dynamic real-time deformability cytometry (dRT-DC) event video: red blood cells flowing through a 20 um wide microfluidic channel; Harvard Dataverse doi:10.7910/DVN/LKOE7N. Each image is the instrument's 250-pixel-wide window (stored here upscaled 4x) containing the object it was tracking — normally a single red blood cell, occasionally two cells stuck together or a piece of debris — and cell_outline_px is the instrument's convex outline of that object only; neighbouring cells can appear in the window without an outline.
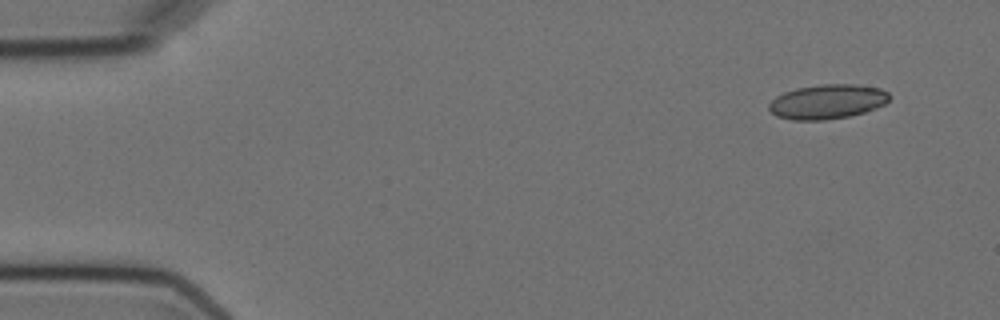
{"species": "Egyptian fruit bat (a non-hibernating species)", "species_latin": "Rousettus aegyptiacus", "temperature_condition": "cold", "stored_images_in_passage": 6, "camera_frame_rate_fps": 3000, "um_per_image_px": 0.085, "animal": {"sex": "female"}, "frame": {"image": 1, "passage_image": 1, "time_ms": 0.0, "image_size_px": [1000, 320], "cell_outline_px": [[892, 96], [884, 104], [876, 108], [864, 112], [848, 116], [824, 120], [792, 120], [776, 116], [768, 108], [768, 104], [776, 96], [784, 92], [796, 88], [820, 84], [856, 84], [880, 88], [888, 92]], "centroid_in_image_um": [70.33, 8.63], "position_along_channel_um": 14.7, "area_um2": 24.33}}
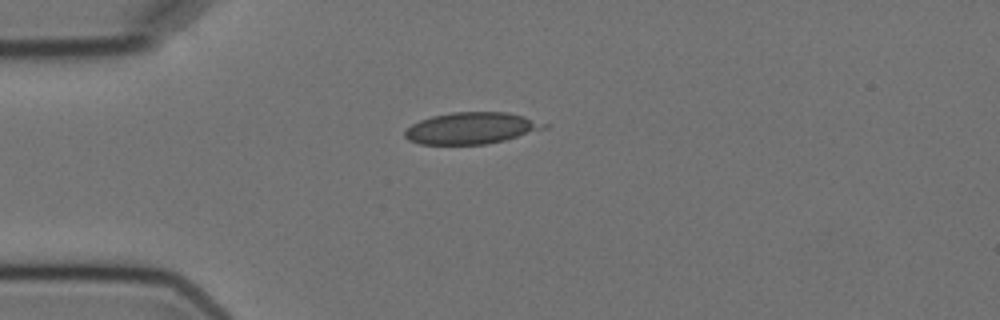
{"frame": {"image": 2, "passage_image": 4, "time_ms": 3.333, "image_size_px": [1000, 320], "cell_outline_px": [[552, 124], [548, 128], [504, 140], [488, 144], [420, 144], [408, 140], [404, 136], [404, 128], [420, 120], [432, 116], [452, 112], [508, 112], [524, 116]], "centroid_in_image_um": [40.09, 10.89], "position_along_channel_um": 44.9, "area_um2": 25.89}}
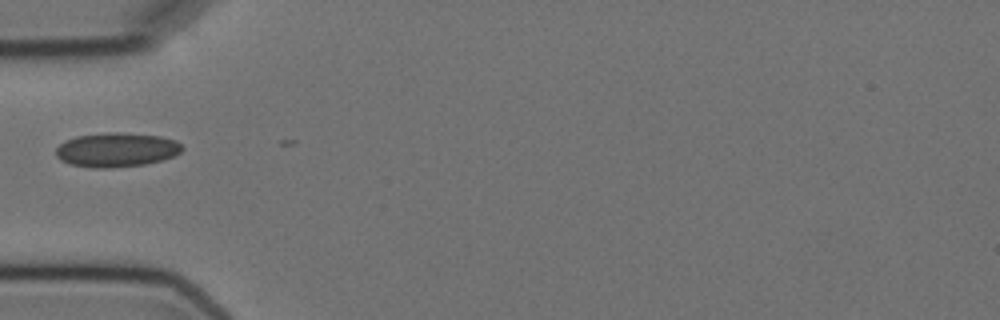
{"frame": {"image": 3, "passage_image": 5, "time_ms": 4.667, "image_size_px": [1000, 320], "cell_outline_px": [[184, 148], [180, 152], [172, 156], [160, 160], [144, 164], [112, 168], [92, 168], [68, 164], [60, 160], [56, 156], [56, 148], [64, 140], [76, 136], [108, 132], [120, 132], [160, 136], [176, 140]], "centroid_in_image_um": [9.86, 12.73], "position_along_channel_um": 75.1, "area_um2": 25.32}}